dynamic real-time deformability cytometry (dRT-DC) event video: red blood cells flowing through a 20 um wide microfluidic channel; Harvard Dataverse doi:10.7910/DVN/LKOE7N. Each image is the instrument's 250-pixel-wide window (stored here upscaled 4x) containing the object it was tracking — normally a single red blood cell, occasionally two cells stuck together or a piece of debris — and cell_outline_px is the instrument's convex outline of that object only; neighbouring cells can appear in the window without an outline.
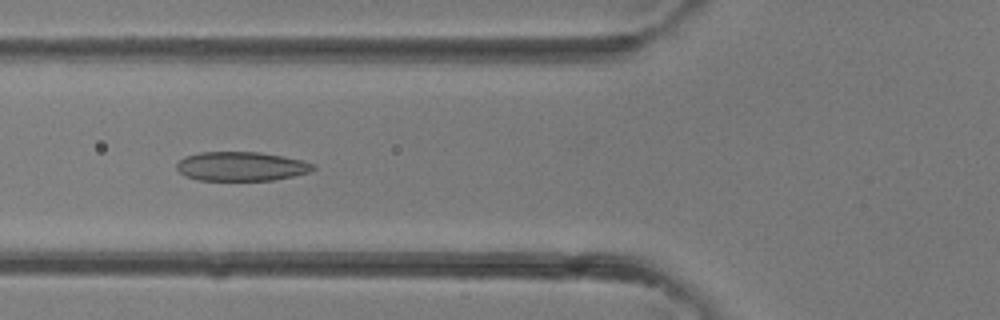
{"species": "common noctule bat (a hibernating species)", "species_latin": "Nyctalus noctula", "temperature_condition": "room temperature", "stored_images_in_passage": 33, "camera_frame_rate_fps": 3000, "um_per_image_px": 0.085, "animal": {"sex": "female"}, "frame": {"image": 1, "passage_image": 9, "time_ms": 2.667, "image_size_px": [1000, 320], "cell_outline_px": [[316, 168], [308, 172], [292, 176], [272, 180], [200, 180], [188, 176], [180, 172], [176, 168], [176, 164], [184, 156], [200, 152], [260, 152], [284, 156], [304, 160], [316, 164]], "centroid_in_image_um": [20.54, 14.12], "position_along_channel_um": 105.3, "area_um2": 23.18}}
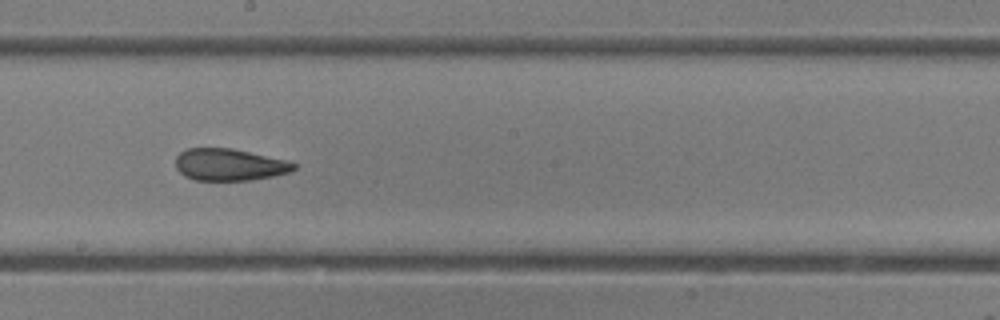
{"frame": {"image": 2, "passage_image": 16, "time_ms": 5.0, "image_size_px": [1000, 320], "cell_outline_px": [[296, 168], [292, 172], [272, 176], [248, 180], [196, 180], [184, 176], [176, 168], [176, 156], [180, 152], [188, 148], [232, 148], [288, 160], [296, 164]], "centroid_in_image_um": [19.51, 13.99], "position_along_channel_um": 228.7, "area_um2": 22.08}}
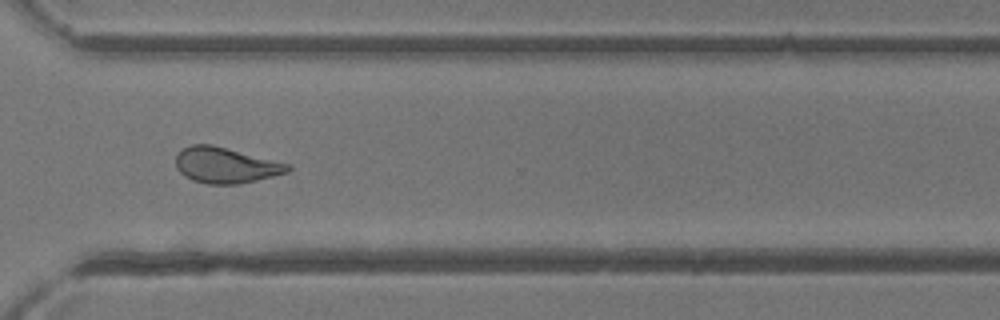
{"frame": {"image": 3, "passage_image": 23, "time_ms": 7.333, "image_size_px": [1000, 320], "cell_outline_px": [[292, 168], [288, 172], [240, 184], [208, 184], [192, 180], [184, 176], [176, 168], [176, 156], [184, 148], [192, 144], [212, 144], [292, 164]], "centroid_in_image_um": [19.2, 14.04], "position_along_channel_um": 351.4, "area_um2": 23.41}}